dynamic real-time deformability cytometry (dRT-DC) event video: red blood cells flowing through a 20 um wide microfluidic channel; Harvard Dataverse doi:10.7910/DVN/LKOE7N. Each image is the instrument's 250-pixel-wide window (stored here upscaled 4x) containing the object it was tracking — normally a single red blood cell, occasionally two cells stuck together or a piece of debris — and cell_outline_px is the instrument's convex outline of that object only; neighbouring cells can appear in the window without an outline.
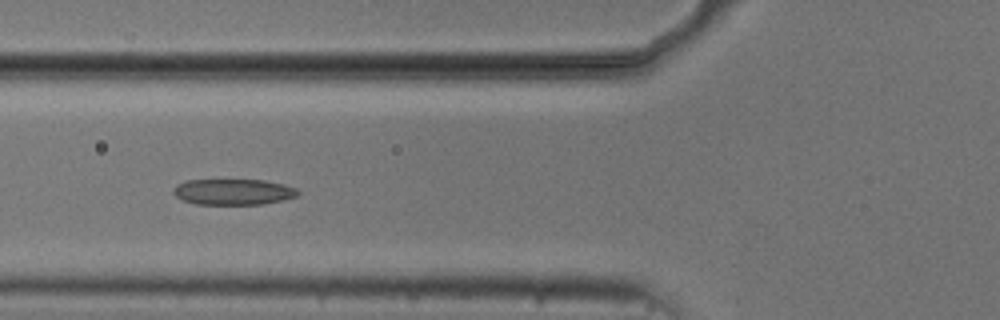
{"species": "common noctule bat (a hibernating species)", "species_latin": "Nyctalus noctula", "temperature_condition": "cold", "stored_images_in_passage": 44, "camera_frame_rate_fps": 3000, "um_per_image_px": 0.085, "animal": {"sex": "male", "body_mass_g": 20.5, "forearm_length_mm": 52.5}, "frame": {"image": 1, "passage_image": 12, "time_ms": 3.667, "image_size_px": [1000, 320], "cell_outline_px": [[300, 192], [296, 196], [284, 200], [264, 204], [196, 204], [184, 200], [176, 196], [172, 192], [176, 184], [188, 180], [264, 180], [284, 184], [296, 188]], "centroid_in_image_um": [19.85, 16.31], "position_along_channel_um": 106.0, "area_um2": 18.79}}
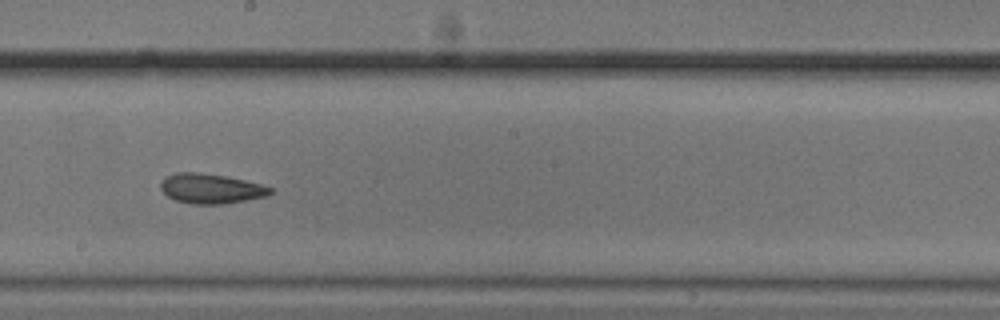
{"frame": {"image": 2, "passage_image": 22, "time_ms": 7.0, "image_size_px": [1000, 320], "cell_outline_px": [[272, 192], [268, 196], [224, 204], [192, 204], [176, 200], [168, 196], [160, 188], [160, 184], [164, 176], [176, 172], [196, 172], [228, 176], [260, 184], [272, 188]], "centroid_in_image_um": [17.91, 16.02], "position_along_channel_um": 230.3, "area_um2": 19.13}}
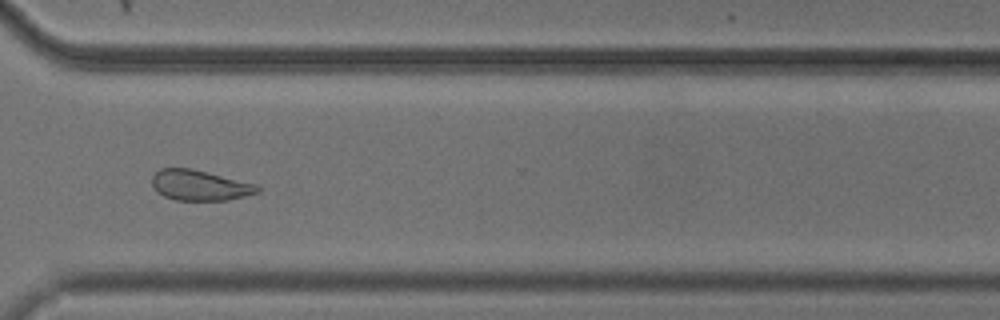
{"frame": {"image": 3, "passage_image": 32, "time_ms": 10.333, "image_size_px": [1000, 320], "cell_outline_px": [[260, 192], [228, 200], [176, 200], [164, 196], [152, 184], [152, 176], [160, 168], [192, 168], [256, 184], [260, 188]], "centroid_in_image_um": [17.0, 15.74], "position_along_channel_um": 353.6, "area_um2": 18.55}}